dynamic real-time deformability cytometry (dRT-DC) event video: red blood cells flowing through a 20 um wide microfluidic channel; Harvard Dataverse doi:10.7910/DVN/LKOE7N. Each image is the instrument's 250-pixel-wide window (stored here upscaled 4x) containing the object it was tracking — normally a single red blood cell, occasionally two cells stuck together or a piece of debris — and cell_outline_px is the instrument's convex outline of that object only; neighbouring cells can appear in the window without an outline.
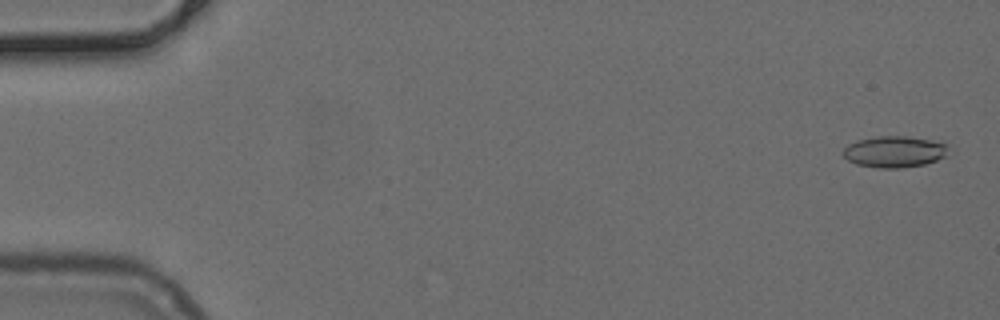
{"species": "common noctule bat (a hibernating species)", "species_latin": "Nyctalus noctula", "temperature_condition": "cold", "stored_images_in_passage": 28, "camera_frame_rate_fps": 3000, "um_per_image_px": 0.085, "animal": {"sex": "female", "body_mass_g": 24.6, "forearm_length_mm": 56.2}, "frame": {"image": 1, "passage_image": 2, "time_ms": 0.333, "image_size_px": [1000, 320], "cell_outline_px": [[948, 144], [944, 156], [936, 160], [924, 164], [900, 168], [880, 168], [856, 164], [848, 160], [840, 152], [848, 144], [856, 140], [876, 136], [908, 136]], "centroid_in_image_um": [75.95, 12.89], "position_along_channel_um": 9.0, "area_um2": 19.13}}
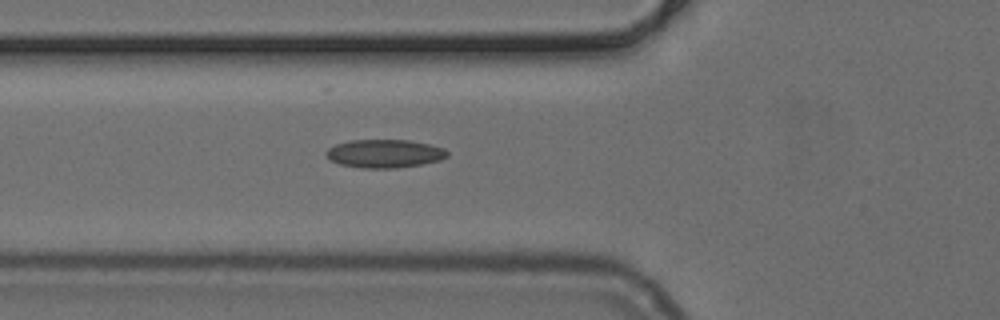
{"frame": {"image": 2, "passage_image": 19, "time_ms": 6.0, "image_size_px": [1000, 320], "cell_outline_px": [[448, 156], [440, 160], [420, 164], [396, 168], [360, 168], [340, 164], [328, 160], [324, 152], [328, 148], [336, 144], [352, 140], [408, 140], [428, 144], [444, 148], [448, 152]], "centroid_in_image_um": [32.65, 13.06], "position_along_channel_um": 93.2, "area_um2": 20.0}}
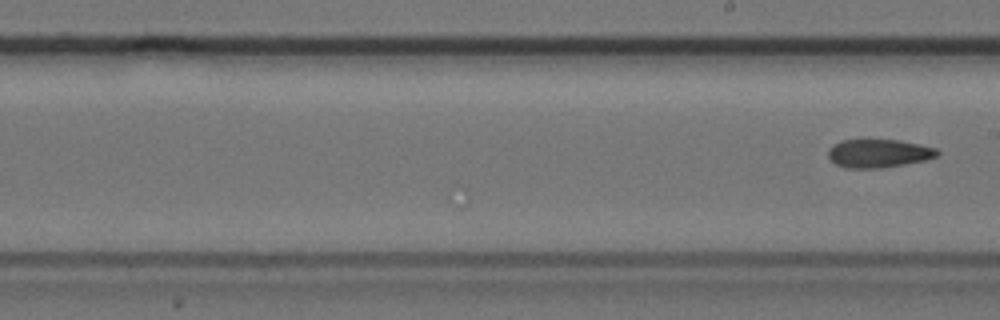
{"frame": {"image": 3, "passage_image": 28, "time_ms": 9.0, "image_size_px": [1000, 320], "cell_outline_px": [[940, 152], [936, 156], [924, 160], [904, 164], [880, 168], [844, 168], [836, 164], [828, 156], [828, 148], [840, 140], [868, 136], [900, 140], [920, 144], [936, 148]], "centroid_in_image_um": [74.63, 12.97], "position_along_channel_um": 214.4, "area_um2": 18.84}}